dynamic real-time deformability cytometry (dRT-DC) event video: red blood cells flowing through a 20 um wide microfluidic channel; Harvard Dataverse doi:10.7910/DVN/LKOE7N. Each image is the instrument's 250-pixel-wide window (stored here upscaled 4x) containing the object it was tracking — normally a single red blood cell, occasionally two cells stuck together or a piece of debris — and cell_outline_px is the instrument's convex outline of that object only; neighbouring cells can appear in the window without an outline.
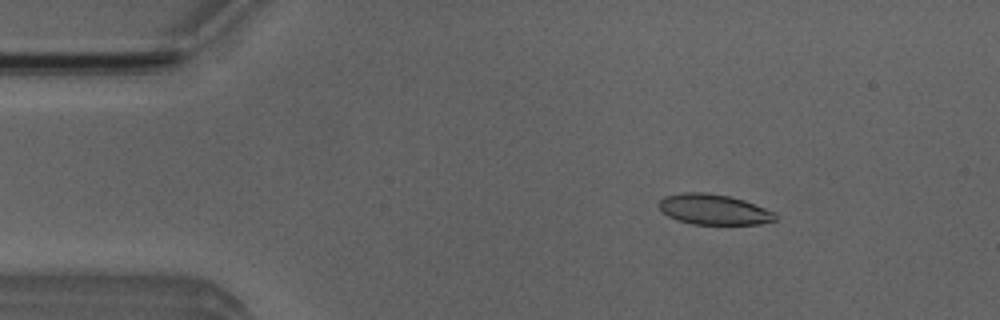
{"species": "Egyptian fruit bat (a non-hibernating species)", "species_latin": "Rousettus aegyptiacus", "temperature_condition": "room temperature", "stored_images_in_passage": 52, "camera_frame_rate_fps": 3000, "um_per_image_px": 0.085, "animal": {"sex": "male"}, "frame": {"image": 1, "passage_image": 8, "time_ms": 2.333, "image_size_px": [1000, 320], "cell_outline_px": [[776, 220], [760, 224], [692, 224], [668, 216], [656, 204], [664, 196], [684, 192], [704, 192], [728, 196], [744, 200], [776, 212]], "centroid_in_image_um": [60.68, 17.8], "position_along_channel_um": 24.3, "area_um2": 20.58}}
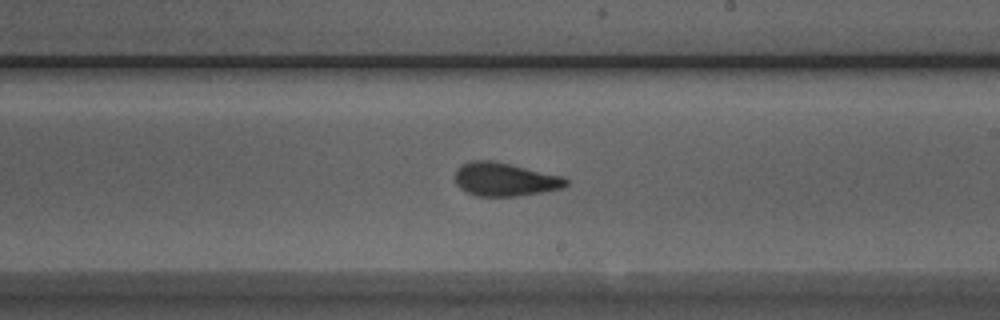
{"frame": {"image": 2, "passage_image": 30, "time_ms": 9.667, "image_size_px": [1000, 320], "cell_outline_px": [[568, 184], [564, 188], [516, 196], [476, 196], [460, 188], [456, 184], [456, 168], [460, 164], [472, 160], [492, 160], [564, 176], [568, 180]], "centroid_in_image_um": [42.91, 15.24], "position_along_channel_um": 246.1, "area_um2": 21.68}}
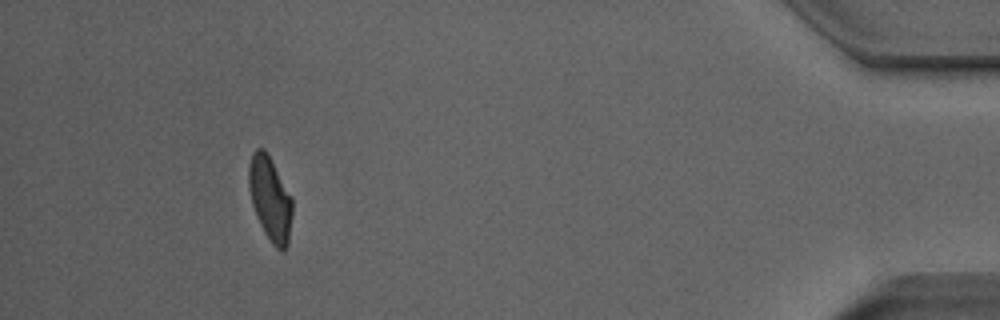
{"frame": {"image": 3, "passage_image": 48, "time_ms": 15.667, "image_size_px": [1000, 320], "cell_outline_px": [[292, 216], [288, 244], [284, 252], [276, 248], [272, 244], [264, 232], [256, 216], [252, 204], [248, 188], [248, 164], [252, 152], [256, 148], [264, 148], [292, 196]], "centroid_in_image_um": [22.95, 16.89], "position_along_channel_um": 412.3, "area_um2": 21.56}, "authors_computed_cell_mechanics": {"area_um2": 21.6172, "velocity_mm_per_s": 3.9113, "shape_relaxation_time_tau1_ms": 4.8873, "shape_relaxation_time_tau2_ms": 1.3856, "deformation_change_tau1": 0.1581, "deformation_change_tau2": 0.0841}}